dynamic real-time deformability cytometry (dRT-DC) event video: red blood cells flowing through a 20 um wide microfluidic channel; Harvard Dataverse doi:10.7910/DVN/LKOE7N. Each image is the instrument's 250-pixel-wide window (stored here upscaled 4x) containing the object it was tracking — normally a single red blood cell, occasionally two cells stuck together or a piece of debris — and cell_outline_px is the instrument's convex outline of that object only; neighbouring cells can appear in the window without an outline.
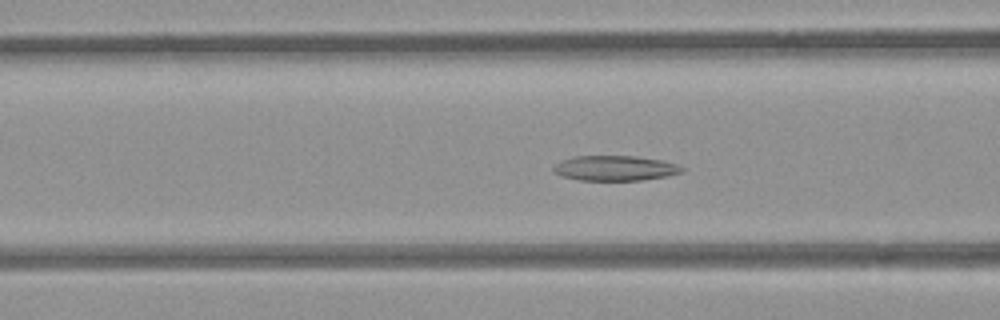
{"species": "common noctule bat (a hibernating species)", "species_latin": "Nyctalus noctula", "temperature_condition": "room temperature", "stored_images_in_passage": 45, "camera_frame_rate_fps": 3000, "um_per_image_px": 0.085, "animal": {"sex": "female", "body_mass_g": 21.9}, "frame": {"image": 1, "passage_image": 11, "time_ms": 3.333, "image_size_px": [1000, 320], "cell_outline_px": [[684, 172], [668, 176], [640, 180], [580, 180], [560, 176], [552, 168], [556, 164], [564, 160], [576, 156], [636, 156], [664, 160], [676, 164], [684, 168]], "centroid_in_image_um": [52.33, 14.29], "position_along_channel_um": 114.3, "area_um2": 18.73}}
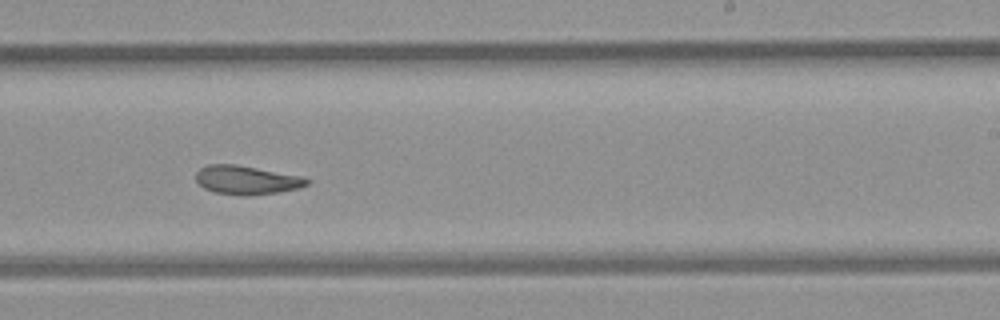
{"frame": {"image": 2, "passage_image": 23, "time_ms": 7.333, "image_size_px": [1000, 320], "cell_outline_px": [[312, 180], [308, 184], [296, 188], [280, 192], [248, 196], [244, 196], [216, 192], [204, 188], [196, 180], [196, 172], [200, 168], [208, 164], [236, 164], [304, 176]], "centroid_in_image_um": [20.99, 15.29], "position_along_channel_um": 268.0, "area_um2": 18.73}}
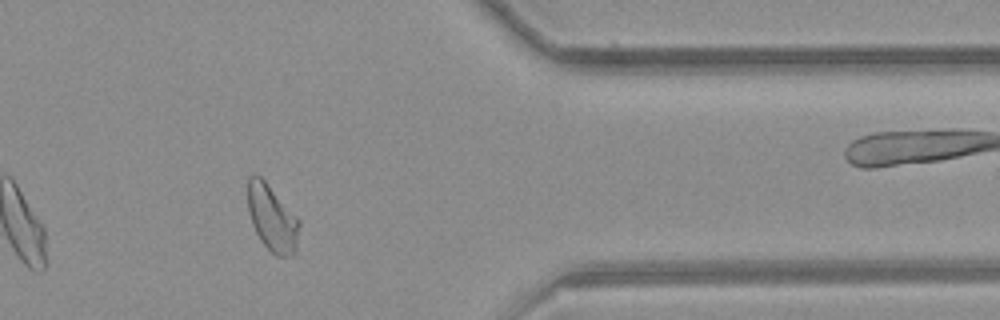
{"frame": {"image": 3, "passage_image": 34, "time_ms": 11.0, "image_size_px": [1000, 320], "cell_outline_px": [[300, 224], [296, 248], [292, 256], [276, 256], [260, 240], [252, 224], [248, 212], [248, 176], [256, 172], [264, 180], [300, 220]], "centroid_in_image_um": [23.12, 18.52], "position_along_channel_um": 388.3, "area_um2": 19.83}, "authors_computed_cell_mechanics": {"area_um2": 19.7676, "velocity_mm_per_s": 3.8446, "shape_relaxation_time_tau1_ms": null, "shape_relaxation_time_tau2_ms": 5.6448, "deformation_change_tau1": null, "deformation_change_tau2": 0.1226}}